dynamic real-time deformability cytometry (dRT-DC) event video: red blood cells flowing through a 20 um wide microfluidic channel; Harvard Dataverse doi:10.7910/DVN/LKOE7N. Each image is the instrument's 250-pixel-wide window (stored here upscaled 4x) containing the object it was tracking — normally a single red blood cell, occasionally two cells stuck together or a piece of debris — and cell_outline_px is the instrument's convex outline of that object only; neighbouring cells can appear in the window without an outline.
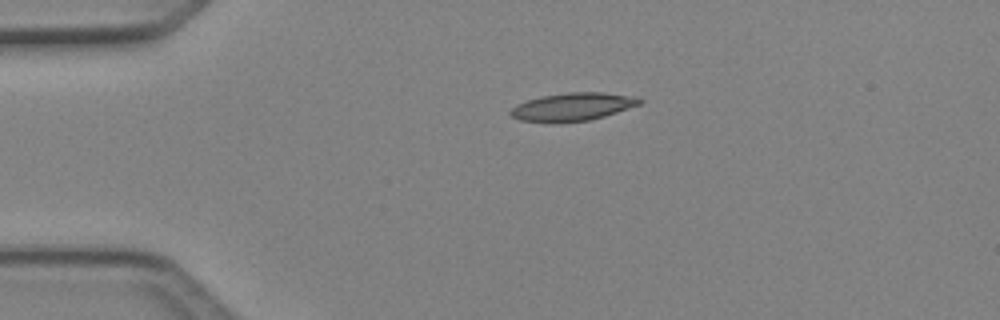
{"species": "Egyptian fruit bat (a non-hibernating species)", "species_latin": "Rousettus aegyptiacus", "temperature_condition": "cold", "stored_images_in_passage": 39, "camera_frame_rate_fps": 3000, "um_per_image_px": 0.085, "animal": {"sex": "female"}, "frame": {"image": 1, "passage_image": 1, "time_ms": 0.0, "image_size_px": [1000, 320], "cell_outline_px": [[644, 100], [640, 104], [604, 116], [588, 120], [520, 120], [512, 116], [508, 112], [516, 104], [540, 96], [568, 92], [604, 92], [640, 96]], "centroid_in_image_um": [48.76, 9.02], "position_along_channel_um": 36.2, "area_um2": 20.46}}
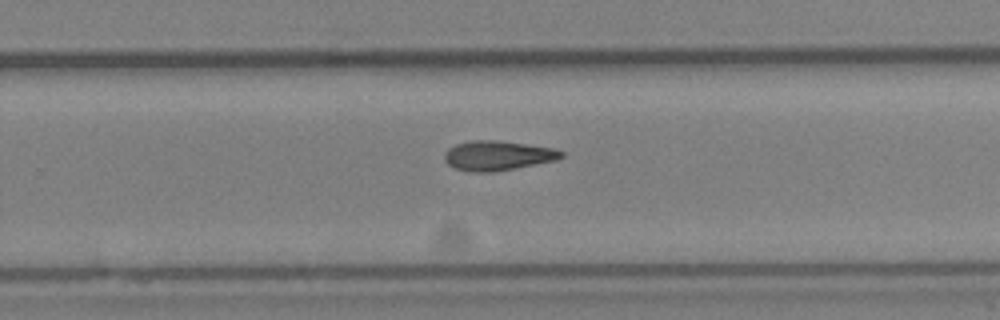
{"frame": {"image": 2, "passage_image": 22, "time_ms": 7.0, "image_size_px": [1000, 320], "cell_outline_px": [[564, 156], [556, 160], [492, 172], [468, 172], [452, 168], [444, 160], [444, 152], [448, 148], [456, 144], [472, 140], [496, 140], [556, 148], [564, 152]], "centroid_in_image_um": [42.27, 13.22], "position_along_channel_um": 287.5, "area_um2": 20.29}}
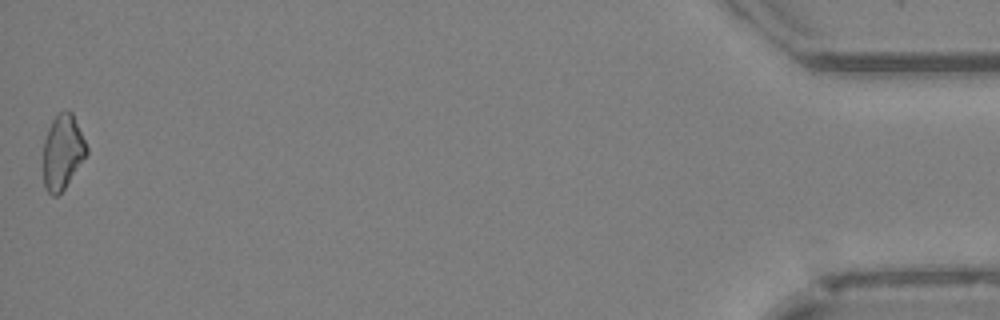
{"frame": {"image": 3, "passage_image": 39, "time_ms": 12.667, "image_size_px": [1000, 320], "cell_outline_px": [[88, 152], [64, 188], [56, 196], [52, 196], [44, 188], [44, 140], [48, 128], [52, 120], [60, 112], [72, 112], [88, 148]], "centroid_in_image_um": [5.31, 12.92], "position_along_channel_um": 429.9, "area_um2": 18.44}, "authors_computed_cell_mechanics": {"area_um2": 19.8254, "velocity_mm_per_s": 4.1519, "shape_relaxation_time_tau1_ms": null, "shape_relaxation_time_tau2_ms": 7.6266, "deformation_change_tau1": null, "deformation_change_tau2": 0.178}}